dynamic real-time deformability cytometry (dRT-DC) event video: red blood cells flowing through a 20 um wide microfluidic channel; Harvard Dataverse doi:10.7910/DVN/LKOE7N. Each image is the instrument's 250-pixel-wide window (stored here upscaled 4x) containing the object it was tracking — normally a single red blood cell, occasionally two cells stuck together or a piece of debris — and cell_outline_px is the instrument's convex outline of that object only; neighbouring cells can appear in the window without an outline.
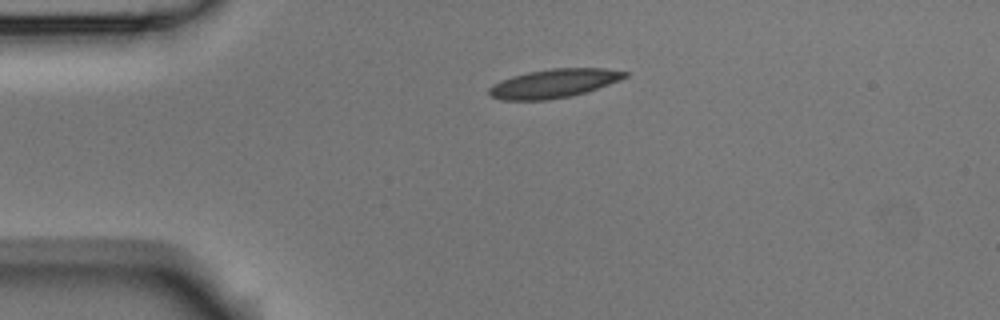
{"species": "Egyptian fruit bat (a non-hibernating species)", "species_latin": "Rousettus aegyptiacus", "temperature_condition": "room temperature", "stored_images_in_passage": 2, "camera_frame_rate_fps": 3000, "um_per_image_px": 0.085, "animal": {"sex": "male"}, "frame": {"image": 1, "passage_image": 1, "time_ms": 0.0, "image_size_px": [1000, 320], "cell_outline_px": [[628, 76], [608, 84], [572, 96], [548, 100], [500, 100], [492, 96], [488, 92], [488, 88], [492, 84], [500, 80], [512, 76], [528, 72], [552, 68], [604, 68], [628, 72]], "centroid_in_image_um": [47.03, 7.09], "position_along_channel_um": 38.0, "area_um2": 22.66}}